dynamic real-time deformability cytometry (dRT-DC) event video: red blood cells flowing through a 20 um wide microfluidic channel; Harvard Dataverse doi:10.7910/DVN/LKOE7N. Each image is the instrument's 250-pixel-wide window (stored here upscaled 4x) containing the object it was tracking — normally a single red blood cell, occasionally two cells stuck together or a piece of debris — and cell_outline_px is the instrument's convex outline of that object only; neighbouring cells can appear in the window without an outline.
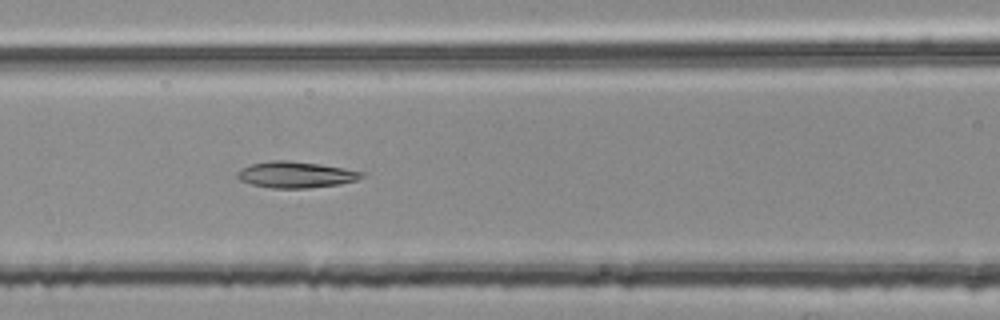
{"species": "common noctule bat (a hibernating species)", "species_latin": "Nyctalus noctula", "temperature_condition": "room temperature", "stored_images_in_passage": 38, "camera_frame_rate_fps": 3000, "um_per_image_px": 0.085, "animal": {"sex": "female", "body_mass_g": 25.1}, "frame": {"image": 1, "passage_image": 9, "time_ms": 2.667, "image_size_px": [1000, 320], "cell_outline_px": [[364, 176], [356, 180], [340, 184], [308, 188], [272, 188], [252, 184], [240, 180], [236, 176], [236, 172], [252, 164], [268, 160], [288, 160], [320, 164], [344, 168], [364, 172]], "centroid_in_image_um": [25.15, 14.84], "position_along_channel_um": 141.5, "area_um2": 18.96}}
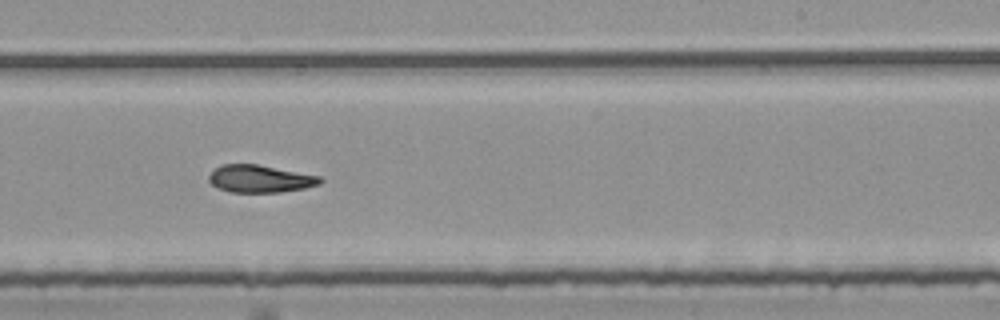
{"frame": {"image": 2, "passage_image": 19, "time_ms": 6.0, "image_size_px": [1000, 320], "cell_outline_px": [[324, 180], [320, 184], [304, 188], [280, 192], [232, 192], [216, 188], [208, 180], [208, 176], [220, 164], [256, 164], [320, 176]], "centroid_in_image_um": [22.09, 15.2], "position_along_channel_um": 266.9, "area_um2": 17.74}}
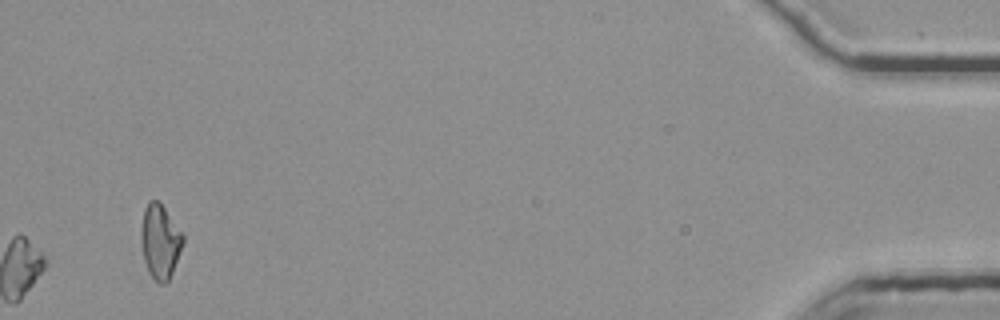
{"frame": {"image": 3, "passage_image": 38, "time_ms": 12.333, "image_size_px": [1000, 320], "cell_outline_px": [[184, 244], [172, 272], [168, 280], [164, 284], [160, 284], [148, 272], [144, 260], [140, 240], [140, 232], [144, 208], [148, 200], [156, 200], [164, 208], [184, 236]], "centroid_in_image_um": [13.59, 20.53], "position_along_channel_um": 421.6, "area_um2": 18.03}, "authors_computed_cell_mechanics": {"area_um2": 18.1203, "velocity_mm_per_s": 3.7707, "shape_relaxation_time_tau1_ms": null, "shape_relaxation_time_tau2_ms": 5.6263, "deformation_change_tau1": null, "deformation_change_tau2": 0.1412}}